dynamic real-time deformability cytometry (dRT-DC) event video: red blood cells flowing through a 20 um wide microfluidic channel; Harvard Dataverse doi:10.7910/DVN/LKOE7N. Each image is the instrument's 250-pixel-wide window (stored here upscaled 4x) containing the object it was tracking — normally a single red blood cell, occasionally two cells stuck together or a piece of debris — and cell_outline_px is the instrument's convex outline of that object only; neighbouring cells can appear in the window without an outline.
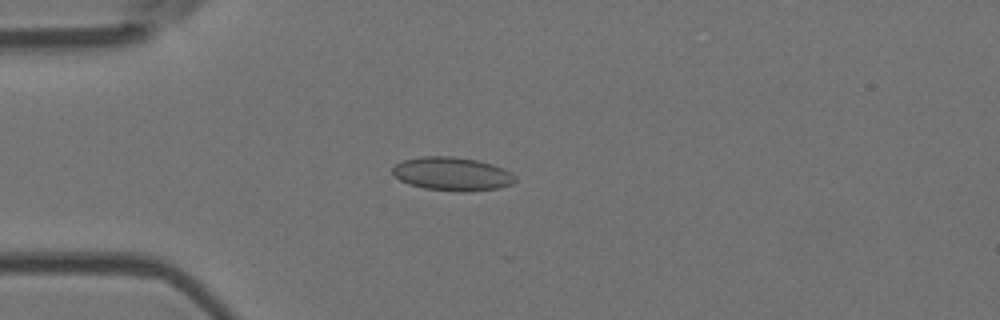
{"species": "Egyptian fruit bat (a non-hibernating species)", "species_latin": "Rousettus aegyptiacus", "temperature_condition": "room temperature", "stored_images_in_passage": 7, "camera_frame_rate_fps": 3000, "um_per_image_px": 0.085, "animal": {"sex": "female"}, "frame": {"image": 1, "passage_image": 4, "time_ms": 1.0, "image_size_px": [1000, 320], "cell_outline_px": [[516, 180], [512, 184], [500, 188], [468, 192], [460, 192], [424, 188], [408, 184], [400, 180], [392, 172], [392, 168], [396, 164], [404, 160], [424, 156], [452, 156], [476, 160], [492, 164], [516, 176]], "centroid_in_image_um": [38.43, 14.79], "position_along_channel_um": 46.6, "area_um2": 23.87}}
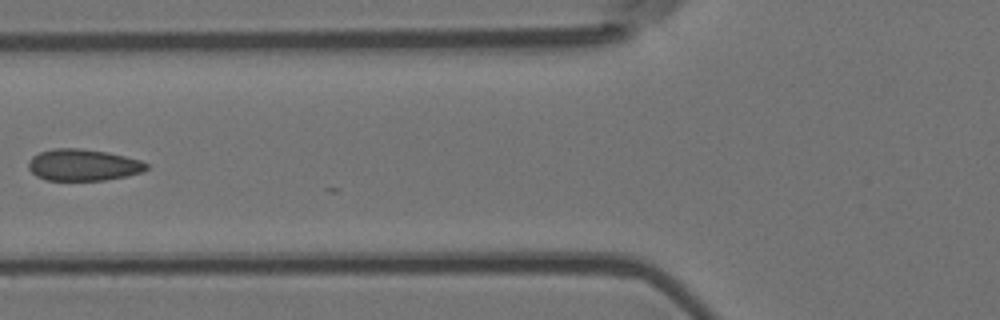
{"frame": {"image": 2, "passage_image": 6, "time_ms": 1.667, "image_size_px": [1000, 320], "cell_outline_px": [[148, 168], [144, 172], [128, 176], [104, 180], [44, 180], [36, 176], [28, 168], [28, 160], [32, 156], [40, 152], [56, 148], [80, 148], [104, 152], [124, 156], [140, 160], [148, 164]], "centroid_in_image_um": [7.06, 14.03], "position_along_channel_um": 118.7, "area_um2": 21.79}}